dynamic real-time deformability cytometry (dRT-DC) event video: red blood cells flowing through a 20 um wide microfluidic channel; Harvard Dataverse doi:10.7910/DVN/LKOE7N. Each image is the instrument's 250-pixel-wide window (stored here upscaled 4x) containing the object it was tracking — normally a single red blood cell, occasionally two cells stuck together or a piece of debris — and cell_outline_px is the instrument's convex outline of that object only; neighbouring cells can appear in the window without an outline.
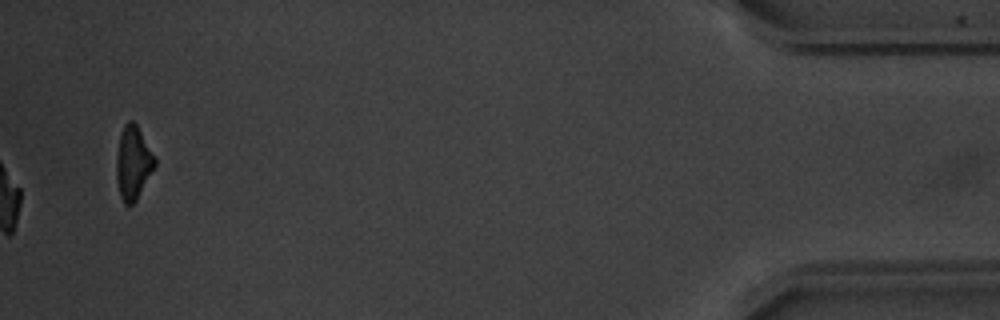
{"species": "common noctule bat (a hibernating species)", "species_latin": "Nyctalus noctula", "temperature_condition": "warm", "stored_images_in_passage": 56, "camera_frame_rate_fps": 3000, "um_per_image_px": 0.085, "animal": {"sex": "male", "body_mass_g": 20.1, "forearm_length_mm": 53.5}, "frame": {"image": 1, "passage_image": 56, "time_ms": 18.333, "image_size_px": [1000, 320], "cell_outline_px": [[156, 164], [136, 200], [132, 204], [124, 204], [120, 196], [116, 180], [116, 160], [120, 132], [124, 124], [128, 120], [132, 120], [136, 124], [156, 156]], "centroid_in_image_um": [11.31, 13.81], "position_along_channel_um": 423.9, "area_um2": 16.47}, "authors_computed_cell_mechanics": {"area_um2": 18.0625, "velocity_mm_per_s": 3.7936, "shape_relaxation_time_tau1_ms": 1.8906, "shape_relaxation_time_tau2_ms": 5.0422, "deformation_change_tau1": 0.1597, "deformation_change_tau2": 0.1114}}